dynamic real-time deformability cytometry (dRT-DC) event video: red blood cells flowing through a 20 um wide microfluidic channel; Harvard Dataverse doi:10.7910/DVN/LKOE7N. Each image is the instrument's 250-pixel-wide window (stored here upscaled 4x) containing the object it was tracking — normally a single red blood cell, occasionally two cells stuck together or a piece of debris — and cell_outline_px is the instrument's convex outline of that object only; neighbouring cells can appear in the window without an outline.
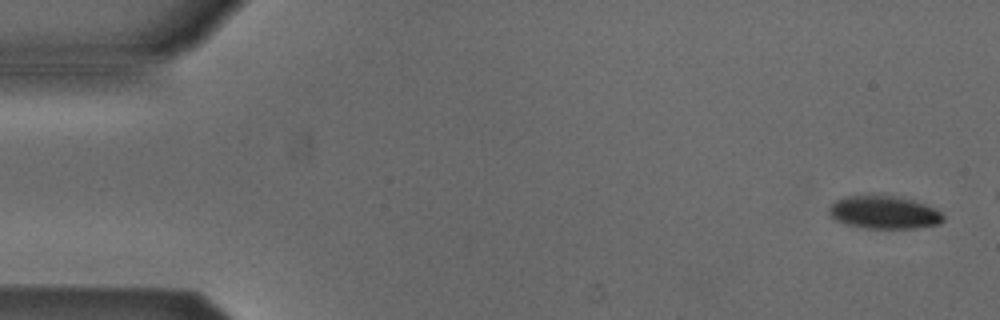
{"species": "Egyptian fruit bat (a non-hibernating species)", "species_latin": "Rousettus aegyptiacus", "temperature_condition": "cold", "stored_images_in_passage": 4, "camera_frame_rate_fps": 3000, "um_per_image_px": 0.085, "animal": {"sex": "male"}, "frame": {"image": 1, "passage_image": 1, "time_ms": 0.0, "image_size_px": [1000, 320], "cell_outline_px": [[944, 220], [940, 224], [916, 228], [864, 228], [848, 224], [836, 220], [828, 212], [828, 208], [836, 200], [844, 196], [896, 196], [912, 200], [936, 208], [944, 216]], "centroid_in_image_um": [75.17, 18.06], "position_along_channel_um": 9.8, "area_um2": 21.73}}